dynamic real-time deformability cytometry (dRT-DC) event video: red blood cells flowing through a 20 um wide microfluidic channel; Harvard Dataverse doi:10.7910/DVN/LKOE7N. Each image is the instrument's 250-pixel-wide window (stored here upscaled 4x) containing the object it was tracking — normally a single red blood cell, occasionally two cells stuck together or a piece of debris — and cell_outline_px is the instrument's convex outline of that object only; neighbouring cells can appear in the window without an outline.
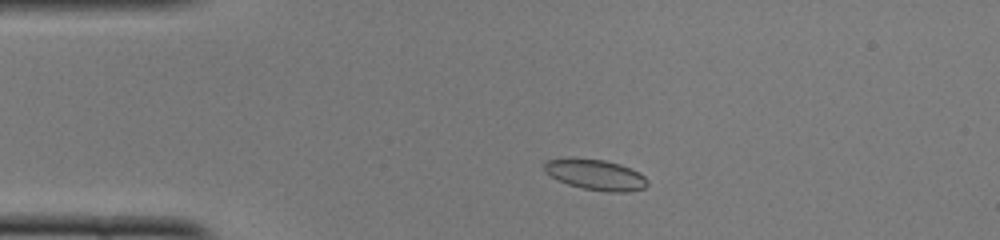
{"species": "common noctule bat (a hibernating species)", "species_latin": "Nyctalus noctula", "temperature_condition": "cold", "stored_images_in_passage": 46, "camera_frame_rate_fps": 3000, "um_per_image_px": 0.085, "animal": {"sex": "female", "body_mass_g": 22.0, "forearm_length_mm": 56.7}, "frame": {"image": 1, "passage_image": 6, "time_ms": 1.667, "image_size_px": [1000, 240], "cell_outline_px": [[648, 184], [644, 188], [628, 192], [608, 192], [584, 188], [568, 184], [544, 172], [544, 160], [568, 156], [572, 156], [604, 160], [620, 164], [640, 172], [648, 180]], "centroid_in_image_um": [50.6, 14.81], "position_along_channel_um": 34.4, "area_um2": 18.79}}
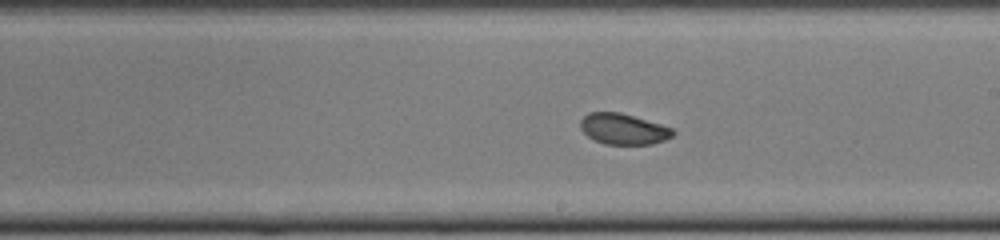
{"frame": {"image": 2, "passage_image": 24, "time_ms": 7.667, "image_size_px": [1000, 240], "cell_outline_px": [[676, 132], [672, 136], [664, 140], [652, 144], [604, 144], [588, 136], [580, 128], [580, 120], [588, 112], [620, 112], [660, 124], [672, 128]], "centroid_in_image_um": [52.98, 10.96], "position_along_channel_um": 236.0, "area_um2": 16.53}}
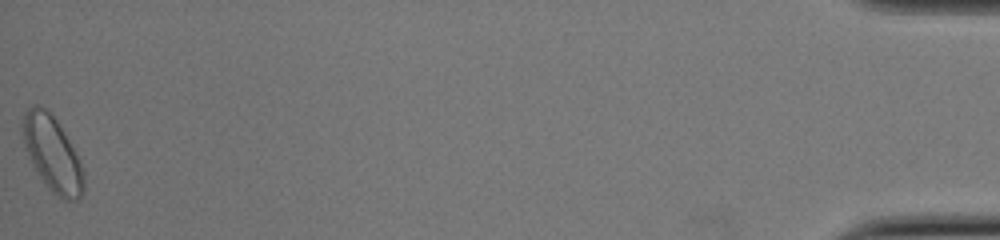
{"frame": {"image": 3, "passage_image": 46, "time_ms": 15.0, "image_size_px": [1000, 240], "cell_outline_px": [[84, 192], [80, 200], [64, 200], [56, 196], [48, 188], [36, 172], [32, 164], [24, 144], [20, 128], [24, 112], [28, 108], [36, 104], [44, 108], [56, 120], [80, 160], [84, 172]], "centroid_in_image_um": [4.44, 13.11], "position_along_channel_um": 430.8, "area_um2": 26.76}, "authors_computed_cell_mechanics": {"area_um2": 17.8024, "velocity_mm_per_s": 3.9743, "shape_relaxation_time_tau1_ms": 4.1342, "shape_relaxation_time_tau2_ms": 3.7279, "deformation_change_tau1": 0.0837, "deformation_change_tau2": 0.0657}}